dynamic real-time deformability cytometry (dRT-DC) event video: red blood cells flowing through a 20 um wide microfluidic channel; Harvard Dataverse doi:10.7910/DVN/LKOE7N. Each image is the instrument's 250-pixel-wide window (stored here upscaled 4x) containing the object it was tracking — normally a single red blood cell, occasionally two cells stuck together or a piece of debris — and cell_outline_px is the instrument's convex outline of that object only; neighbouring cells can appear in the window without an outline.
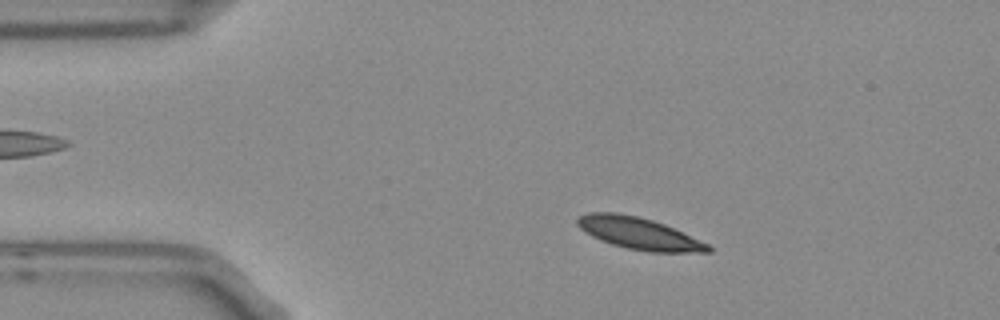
{"species": "Egyptian fruit bat (a non-hibernating species)", "species_latin": "Rousettus aegyptiacus", "temperature_condition": "room temperature", "stored_images_in_passage": 3, "camera_frame_rate_fps": 3000, "um_per_image_px": 0.085, "frame": {"image": 1, "passage_image": 1, "time_ms": 0.0, "image_size_px": [1000, 320], "cell_outline_px": [[712, 252], [648, 252], [628, 248], [612, 244], [600, 240], [584, 232], [576, 224], [576, 216], [588, 212], [616, 212], [636, 216], [652, 220], [664, 224], [708, 244], [712, 248]], "centroid_in_image_um": [54.25, 19.83], "position_along_channel_um": 30.8, "area_um2": 24.22}}
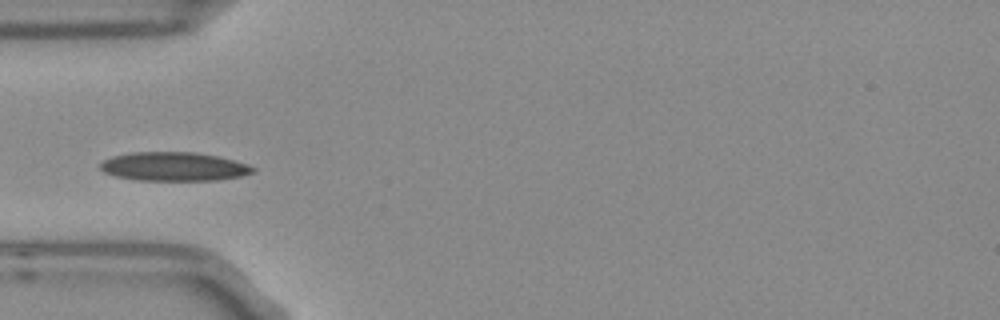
{"frame": {"image": 2, "passage_image": 3, "time_ms": 0.667, "image_size_px": [1000, 320], "cell_outline_px": [[256, 172], [240, 176], [220, 180], [136, 180], [116, 176], [104, 172], [100, 168], [100, 164], [104, 160], [112, 156], [132, 152], [196, 152], [216, 156], [248, 164], [256, 168]], "centroid_in_image_um": [14.79, 14.16], "position_along_channel_um": 70.2, "area_um2": 25.61}}